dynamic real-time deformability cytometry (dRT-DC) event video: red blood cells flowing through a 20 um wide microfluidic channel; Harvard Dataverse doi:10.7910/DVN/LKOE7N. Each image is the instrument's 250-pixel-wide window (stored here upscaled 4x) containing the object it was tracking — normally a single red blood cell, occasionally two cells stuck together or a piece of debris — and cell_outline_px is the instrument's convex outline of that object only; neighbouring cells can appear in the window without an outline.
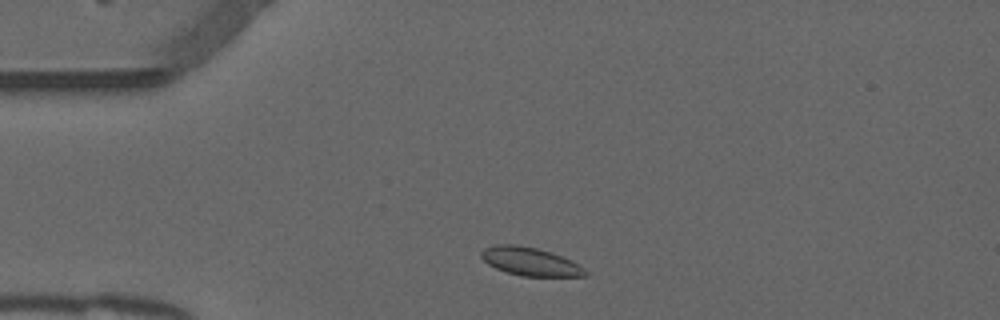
{"species": "common noctule bat (a hibernating species)", "species_latin": "Nyctalus noctula", "temperature_condition": "warm", "stored_images_in_passage": 44, "camera_frame_rate_fps": 3000, "um_per_image_px": 0.085, "animal": {"sex": "male", "forearm_length_mm": 52.5}, "frame": {"image": 1, "passage_image": 3, "time_ms": 0.667, "image_size_px": [1000, 320], "cell_outline_px": [[588, 276], [520, 276], [496, 268], [488, 264], [480, 256], [480, 252], [484, 248], [492, 244], [512, 244], [536, 248], [552, 252], [584, 268], [588, 272]], "centroid_in_image_um": [45.02, 22.22], "position_along_channel_um": 40.0, "area_um2": 16.99}}
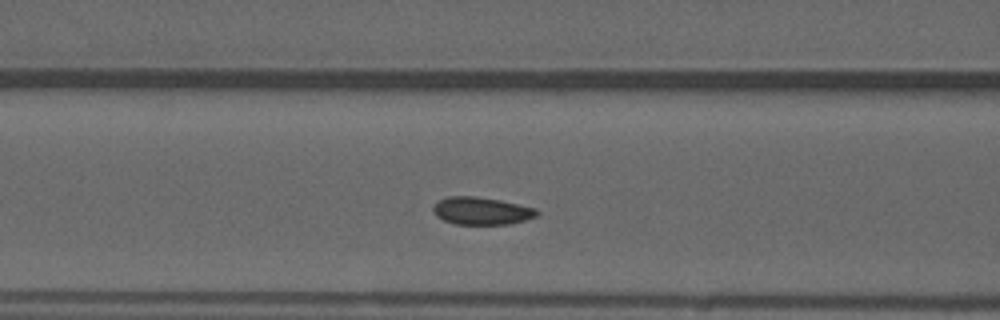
{"frame": {"image": 2, "passage_image": 12, "time_ms": 3.667, "image_size_px": [1000, 320], "cell_outline_px": [[540, 212], [536, 216], [524, 220], [508, 224], [456, 224], [444, 220], [436, 216], [432, 212], [432, 208], [440, 200], [448, 196], [476, 196], [500, 200], [536, 208]], "centroid_in_image_um": [40.92, 17.92], "position_along_channel_um": 125.7, "area_um2": 16.59}}
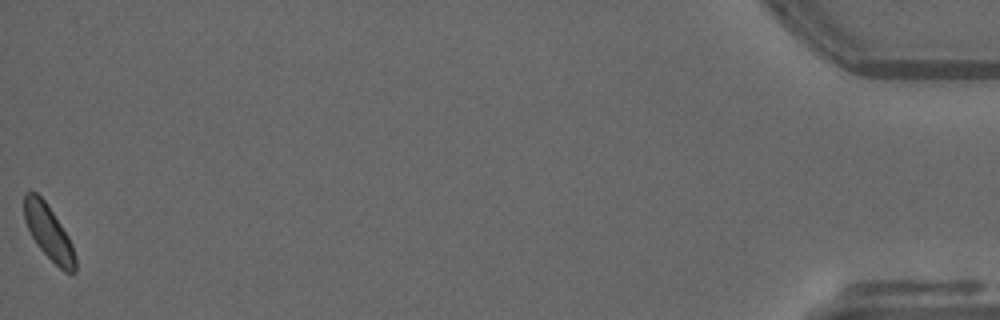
{"frame": {"image": 3, "passage_image": 44, "time_ms": 14.333, "image_size_px": [1000, 320], "cell_outline_px": [[76, 272], [72, 276], [64, 272], [36, 244], [24, 220], [24, 192], [36, 192], [44, 200], [68, 236], [72, 244], [76, 256]], "centroid_in_image_um": [4.16, 19.8], "position_along_channel_um": 431.0, "area_um2": 16.13}, "authors_computed_cell_mechanics": {"area_um2": 16.7331, "velocity_mm_per_s": 3.8364, "shape_relaxation_time_tau1_ms": 3.3615, "shape_relaxation_time_tau2_ms": null, "deformation_change_tau1": 0.0476, "deformation_change_tau2": null}}